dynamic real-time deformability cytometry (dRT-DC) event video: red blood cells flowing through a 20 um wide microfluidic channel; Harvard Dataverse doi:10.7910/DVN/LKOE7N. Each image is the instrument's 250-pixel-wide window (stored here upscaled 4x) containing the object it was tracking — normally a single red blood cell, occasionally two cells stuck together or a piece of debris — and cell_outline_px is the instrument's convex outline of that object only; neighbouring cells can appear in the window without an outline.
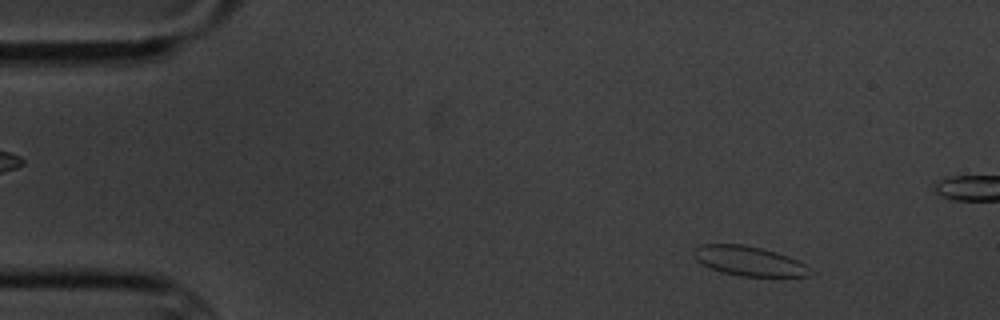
{"species": "common noctule bat (a hibernating species)", "species_latin": "Nyctalus noctula", "temperature_condition": "cold", "stored_images_in_passage": 7, "camera_frame_rate_fps": 3000, "um_per_image_px": 0.085, "animal": {"sex": "male", "body_mass_g": 20.1, "forearm_length_mm": 53.5}, "frame": {"image": 1, "passage_image": 1, "time_ms": 0.0, "image_size_px": [1000, 320], "cell_outline_px": [[812, 272], [808, 276], [740, 276], [720, 272], [696, 260], [692, 256], [692, 248], [700, 244], [744, 244], [776, 252], [788, 256], [804, 264]], "centroid_in_image_um": [63.59, 22.17], "position_along_channel_um": 21.4, "area_um2": 20.0}}
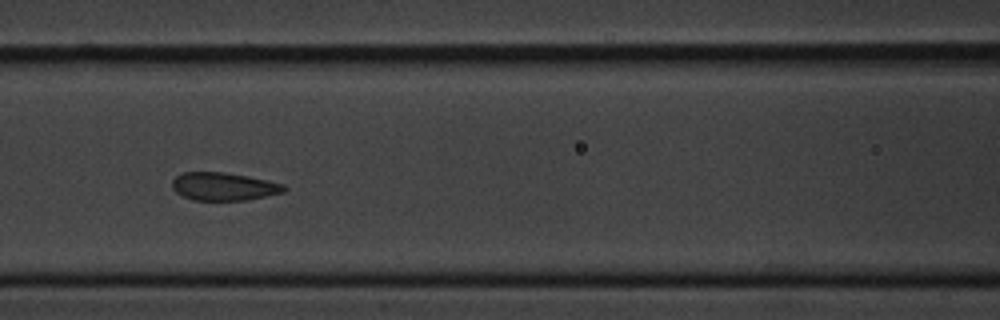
{"frame": {"image": 2, "passage_image": 6, "time_ms": 6.0, "image_size_px": [1000, 320], "cell_outline_px": [[288, 188], [284, 192], [248, 200], [192, 200], [176, 192], [172, 188], [172, 180], [176, 176], [184, 172], [224, 172], [248, 176], [284, 184]], "centroid_in_image_um": [19.02, 15.85], "position_along_channel_um": 147.6, "area_um2": 18.26}}
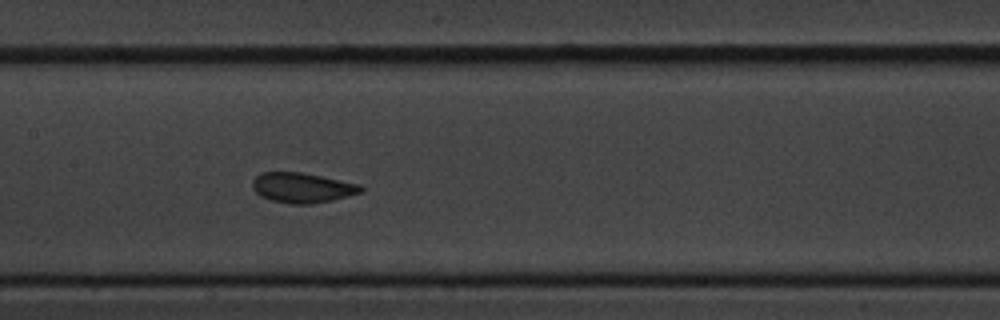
{"frame": {"image": 3, "passage_image": 7, "time_ms": 7.0, "image_size_px": [1000, 320], "cell_outline_px": [[364, 192], [332, 200], [312, 204], [292, 204], [272, 200], [260, 196], [252, 188], [252, 180], [260, 172], [300, 172], [360, 184], [364, 188]], "centroid_in_image_um": [25.69, 15.95], "position_along_channel_um": 181.7, "area_um2": 19.02}}